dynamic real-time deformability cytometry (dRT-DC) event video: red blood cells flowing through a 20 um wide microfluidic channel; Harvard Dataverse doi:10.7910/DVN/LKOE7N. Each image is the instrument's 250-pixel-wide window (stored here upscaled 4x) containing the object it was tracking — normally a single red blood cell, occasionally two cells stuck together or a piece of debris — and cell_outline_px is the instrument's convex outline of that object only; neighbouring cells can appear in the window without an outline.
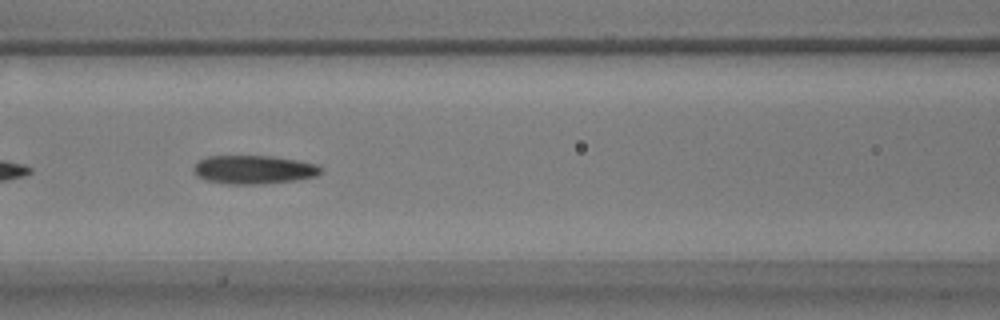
{"species": "common noctule bat (a hibernating species)", "species_latin": "Nyctalus noctula", "temperature_condition": "warm", "stored_images_in_passage": 15, "camera_frame_rate_fps": 3000, "um_per_image_px": 0.085, "animal": {"sex": "male", "body_mass_g": 17.9}, "frame": {"image": 1, "passage_image": 9, "time_ms": 2.667, "image_size_px": [1000, 320], "cell_outline_px": [[324, 168], [316, 176], [296, 180], [260, 184], [228, 184], [208, 180], [196, 176], [196, 160], [208, 156], [272, 156], [296, 160], [316, 164]], "centroid_in_image_um": [21.59, 14.41], "position_along_channel_um": 145.0, "area_um2": 21.04}}
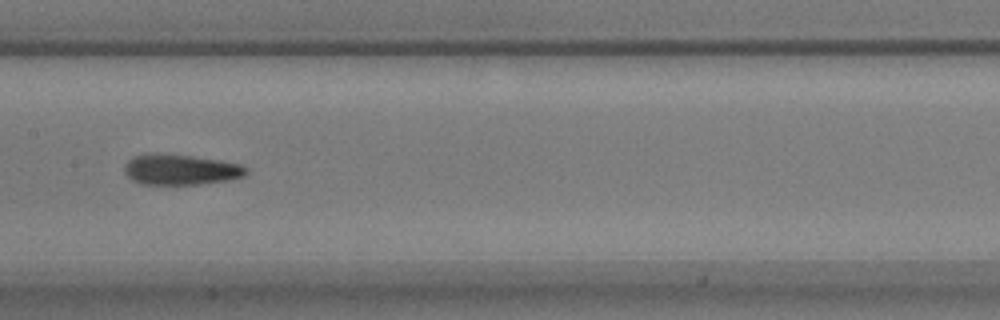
{"frame": {"image": 2, "passage_image": 13, "time_ms": 4.0, "image_size_px": [1000, 320], "cell_outline_px": [[248, 172], [244, 176], [228, 180], [200, 184], [140, 184], [132, 180], [124, 172], [124, 164], [132, 156], [144, 152], [192, 156], [220, 160], [240, 164], [248, 168]], "centroid_in_image_um": [15.31, 14.4], "position_along_channel_um": 192.1, "area_um2": 21.91}}